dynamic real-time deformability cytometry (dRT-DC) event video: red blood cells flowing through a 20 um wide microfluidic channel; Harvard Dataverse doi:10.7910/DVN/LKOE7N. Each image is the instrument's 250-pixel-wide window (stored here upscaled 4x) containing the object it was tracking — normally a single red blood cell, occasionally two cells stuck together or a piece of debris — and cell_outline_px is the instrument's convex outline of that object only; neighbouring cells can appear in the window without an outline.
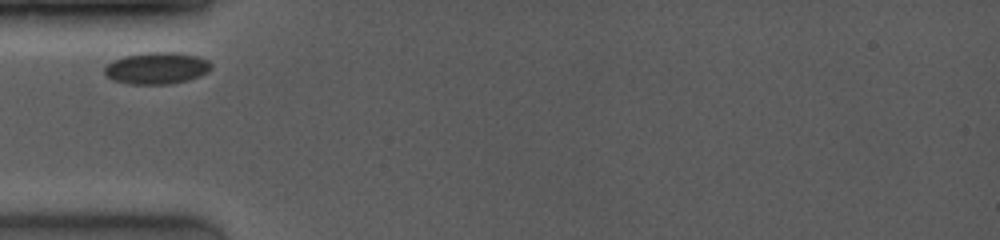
{"species": "common noctule bat (a hibernating species)", "species_latin": "Nyctalus noctula", "temperature_condition": "room temperature", "stored_images_in_passage": 28, "camera_frame_rate_fps": 4000, "um_per_image_px": 0.085, "animal": {"sex": "female", "body_mass_g": 19.0, "forearm_length_mm": 53.3}, "frame": {"image": 1, "passage_image": 1, "time_ms": 0.0, "image_size_px": [1000, 240], "cell_outline_px": [[212, 68], [208, 72], [200, 76], [188, 80], [168, 84], [128, 84], [112, 80], [104, 72], [104, 68], [112, 60], [124, 56], [148, 52], [176, 52], [196, 56], [208, 60], [212, 64]], "centroid_in_image_um": [13.33, 5.79], "position_along_channel_um": 71.7, "area_um2": 19.83}}
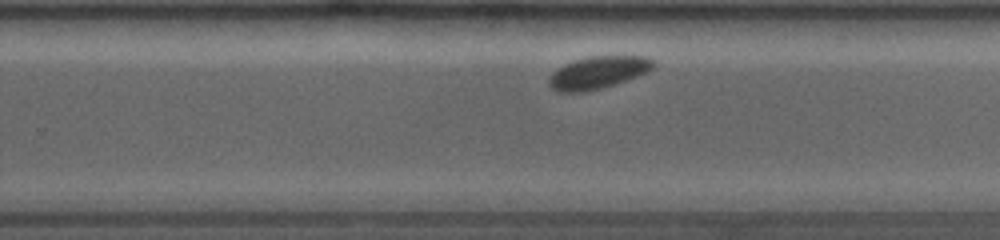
{"frame": {"image": 2, "passage_image": 21, "time_ms": 5.5, "image_size_px": [1000, 240], "cell_outline_px": [[656, 64], [652, 68], [636, 76], [600, 88], [584, 92], [556, 92], [548, 84], [548, 80], [564, 64], [588, 56], [648, 56], [656, 60]], "centroid_in_image_um": [50.85, 6.15], "position_along_channel_um": 278.9, "area_um2": 19.31}}
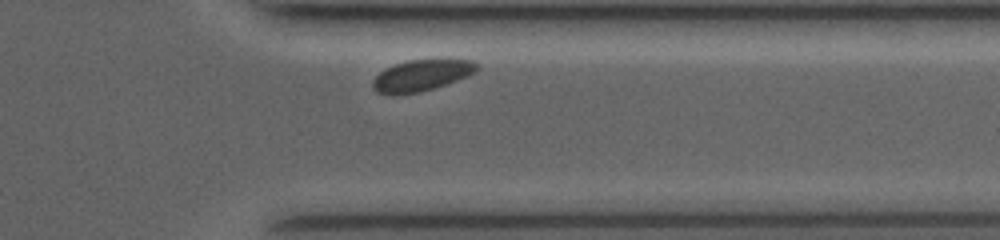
{"frame": {"image": 3, "passage_image": 27, "time_ms": 8.0, "image_size_px": [1000, 240], "cell_outline_px": [[480, 68], [476, 72], [468, 76], [420, 92], [376, 92], [372, 88], [372, 80], [380, 72], [396, 64], [408, 60], [472, 60], [480, 64]], "centroid_in_image_um": [35.89, 6.37], "position_along_channel_um": 375.5, "area_um2": 18.32}}